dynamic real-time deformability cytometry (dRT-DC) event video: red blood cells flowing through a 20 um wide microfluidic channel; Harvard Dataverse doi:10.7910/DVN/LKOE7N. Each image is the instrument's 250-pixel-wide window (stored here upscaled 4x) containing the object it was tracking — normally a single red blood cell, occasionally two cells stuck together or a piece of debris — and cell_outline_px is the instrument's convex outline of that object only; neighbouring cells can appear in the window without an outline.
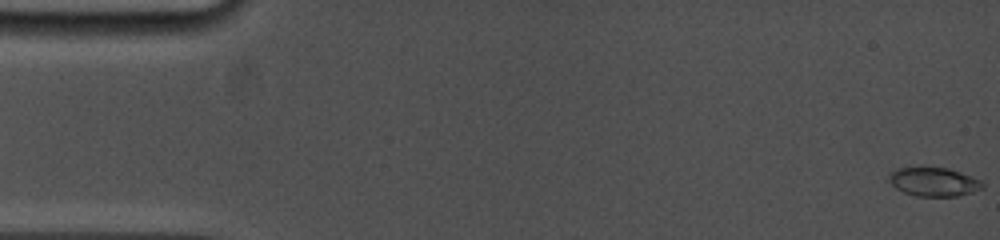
{"species": "common noctule bat (a hibernating species)", "species_latin": "Nyctalus noctula", "temperature_condition": "cold", "stored_images_in_passage": 52, "camera_frame_rate_fps": 5000, "um_per_image_px": 0.085, "animal": {"sex": "female", "body_mass_g": 19.0, "forearm_length_mm": 53.3}, "frame": {"image": 1, "passage_image": 1, "time_ms": 0.0, "image_size_px": [1000, 240], "cell_outline_px": [[984, 188], [972, 192], [956, 196], [916, 196], [904, 192], [896, 188], [888, 180], [888, 176], [892, 172], [900, 168], [948, 168], [972, 176], [980, 180], [984, 184]], "centroid_in_image_um": [79.4, 15.47], "position_along_channel_um": 5.6, "area_um2": 15.49}}
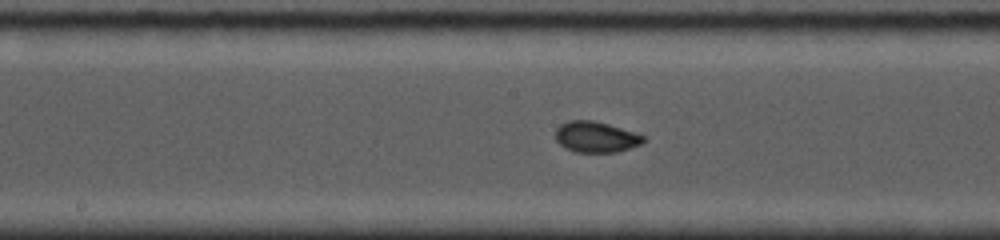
{"frame": {"image": 2, "passage_image": 23, "time_ms": 8.6, "image_size_px": [1000, 240], "cell_outline_px": [[648, 140], [640, 144], [616, 152], [576, 152], [564, 148], [556, 140], [556, 128], [560, 124], [568, 120], [592, 120], [608, 124], [636, 132], [644, 136]], "centroid_in_image_um": [50.65, 11.63], "position_along_channel_um": 197.6, "area_um2": 15.9}}
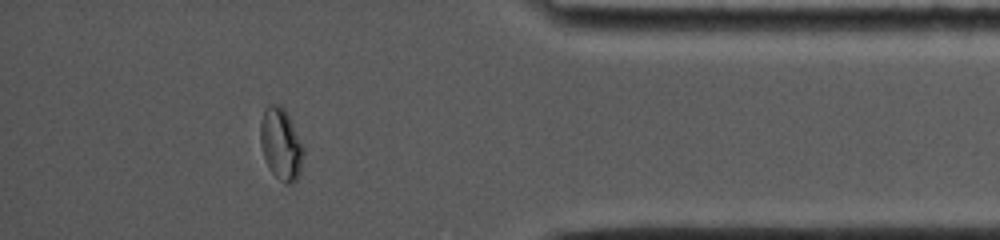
{"frame": {"image": 3, "passage_image": 45, "time_ms": 14.6, "image_size_px": [1000, 240], "cell_outline_px": [[304, 152], [300, 172], [296, 180], [292, 184], [288, 184], [280, 180], [268, 168], [260, 144], [260, 124], [264, 108], [268, 104], [280, 104], [284, 108], [304, 148]], "centroid_in_image_um": [23.86, 12.24], "position_along_channel_um": 411.3, "area_um2": 17.98}}